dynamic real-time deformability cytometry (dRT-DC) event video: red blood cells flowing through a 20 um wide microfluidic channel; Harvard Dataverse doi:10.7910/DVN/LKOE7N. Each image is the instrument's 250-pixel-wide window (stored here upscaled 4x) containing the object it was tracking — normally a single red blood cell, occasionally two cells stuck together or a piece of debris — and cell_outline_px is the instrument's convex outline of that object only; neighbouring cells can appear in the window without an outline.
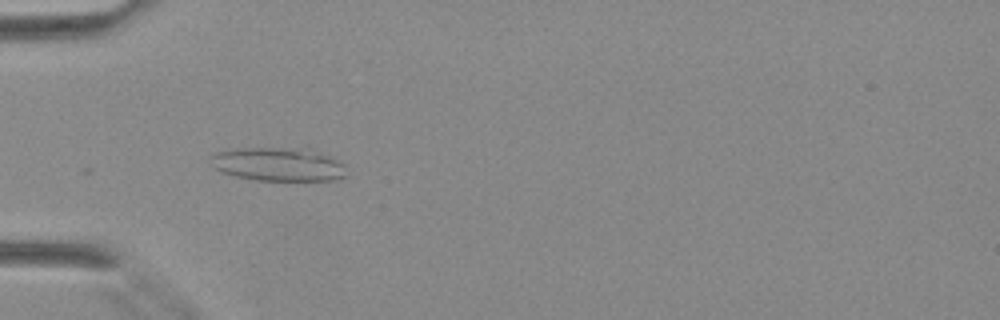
{"species": "Egyptian fruit bat (a non-hibernating species)", "species_latin": "Rousettus aegyptiacus", "temperature_condition": "warm", "stored_images_in_passage": 24, "camera_frame_rate_fps": 3000, "um_per_image_px": 0.085, "animal": {"sex": "female"}, "frame": {"image": 1, "passage_image": 1, "time_ms": 0.0, "image_size_px": [1000, 320], "cell_outline_px": [[344, 176], [332, 180], [256, 180], [236, 176], [224, 172], [216, 168], [208, 156], [216, 152], [240, 148], [272, 148], [316, 152], [336, 160], [344, 164]], "centroid_in_image_um": [23.58, 13.98], "position_along_channel_um": 61.4, "area_um2": 25.55}}
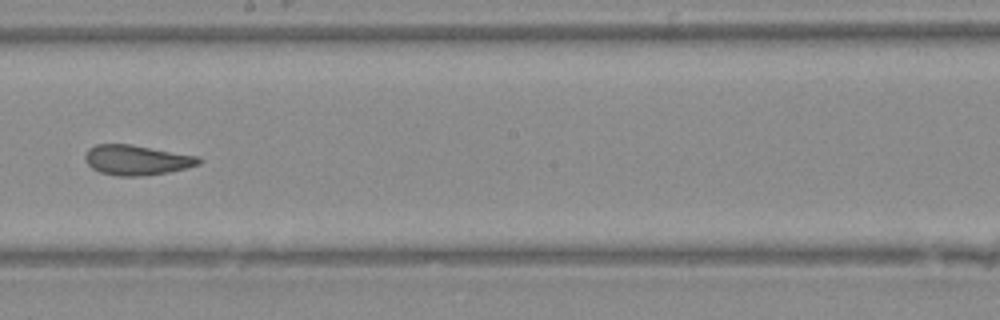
{"frame": {"image": 2, "passage_image": 12, "time_ms": 3.667, "image_size_px": [1000, 320], "cell_outline_px": [[200, 164], [168, 172], [136, 176], [120, 176], [100, 172], [92, 168], [88, 164], [84, 156], [88, 148], [96, 144], [128, 144], [196, 156], [200, 160]], "centroid_in_image_um": [11.55, 13.6], "position_along_channel_um": 236.6, "area_um2": 19.42}}
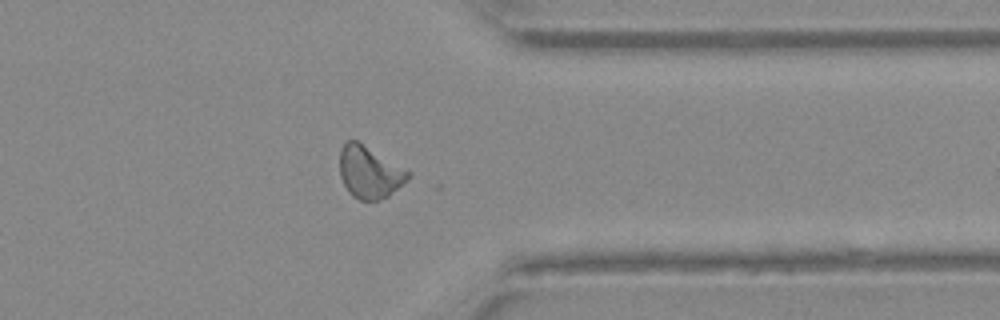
{"frame": {"image": 3, "passage_image": 21, "time_ms": 6.667, "image_size_px": [1000, 320], "cell_outline_px": [[412, 176], [408, 180], [388, 196], [380, 200], [360, 200], [352, 196], [348, 192], [340, 176], [340, 148], [348, 140], [356, 140], [412, 172]], "centroid_in_image_um": [31.42, 14.65], "position_along_channel_um": 380.0, "area_um2": 20.81}}